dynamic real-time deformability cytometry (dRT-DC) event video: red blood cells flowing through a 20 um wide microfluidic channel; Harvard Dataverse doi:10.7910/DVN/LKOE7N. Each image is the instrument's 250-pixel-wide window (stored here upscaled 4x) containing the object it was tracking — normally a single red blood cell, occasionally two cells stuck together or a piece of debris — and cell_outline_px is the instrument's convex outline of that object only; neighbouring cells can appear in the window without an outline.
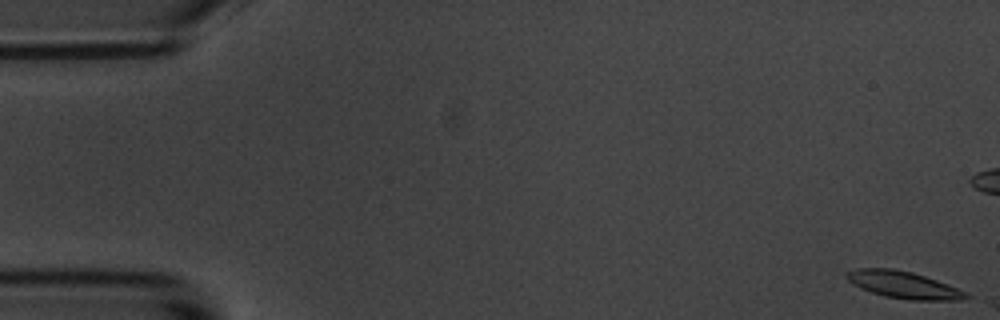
{"species": "common noctule bat (a hibernating species)", "species_latin": "Nyctalus noctula", "temperature_condition": "room temperature", "stored_images_in_passage": 8, "camera_frame_rate_fps": 3000, "um_per_image_px": 0.085, "animal": {"sex": "male", "body_mass_g": 20.1, "forearm_length_mm": 53.5}, "frame": {"image": 1, "passage_image": 1, "time_ms": 0.0, "image_size_px": [1000, 320], "cell_outline_px": [[972, 296], [960, 300], [908, 300], [884, 296], [860, 288], [852, 284], [844, 276], [844, 272], [856, 268], [892, 268], [912, 272], [936, 280], [956, 288]], "centroid_in_image_um": [76.73, 24.2], "position_along_channel_um": 8.3, "area_um2": 18.79}}